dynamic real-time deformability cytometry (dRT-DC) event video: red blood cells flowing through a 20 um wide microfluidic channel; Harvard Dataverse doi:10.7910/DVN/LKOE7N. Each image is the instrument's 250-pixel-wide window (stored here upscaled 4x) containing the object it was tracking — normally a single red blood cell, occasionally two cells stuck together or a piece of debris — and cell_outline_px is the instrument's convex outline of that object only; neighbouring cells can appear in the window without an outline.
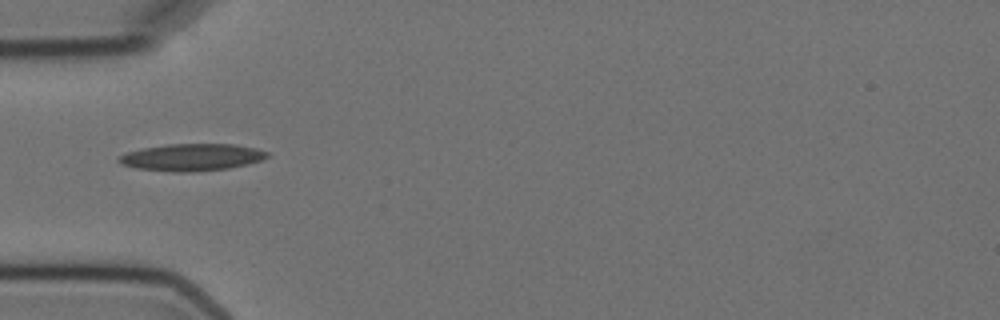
{"species": "Egyptian fruit bat (a non-hibernating species)", "species_latin": "Rousettus aegyptiacus", "temperature_condition": "cold", "stored_images_in_passage": 1, "camera_frame_rate_fps": 3000, "um_per_image_px": 0.085, "animal": {"sex": "female"}, "frame": {"image": 1, "passage_image": 1, "time_ms": 0.0, "image_size_px": [1000, 320], "cell_outline_px": [[268, 156], [260, 160], [248, 164], [228, 168], [192, 172], [172, 172], [136, 168], [120, 164], [116, 160], [120, 156], [128, 152], [144, 148], [168, 144], [236, 144], [256, 148], [268, 152]], "centroid_in_image_um": [16.29, 13.37], "position_along_channel_um": 68.7, "area_um2": 23.35}}